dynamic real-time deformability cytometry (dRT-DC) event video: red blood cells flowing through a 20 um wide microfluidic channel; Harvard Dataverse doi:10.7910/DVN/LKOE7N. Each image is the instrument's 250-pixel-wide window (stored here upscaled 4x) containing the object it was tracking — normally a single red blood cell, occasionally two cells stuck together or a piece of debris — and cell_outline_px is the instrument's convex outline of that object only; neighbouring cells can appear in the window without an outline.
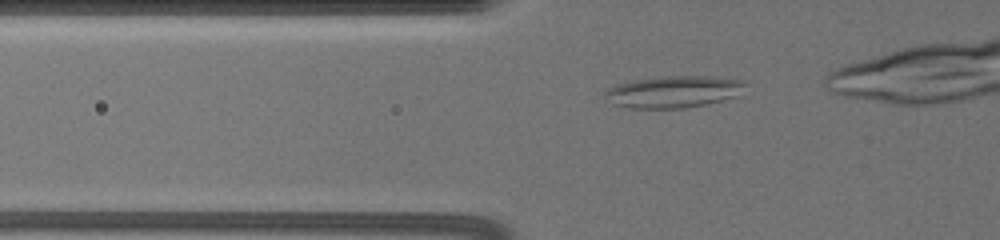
{"species": "common noctule bat (a hibernating species)", "species_latin": "Nyctalus noctula", "temperature_condition": "warm", "stored_images_in_passage": 21, "camera_frame_rate_fps": 3000, "um_per_image_px": 0.085, "animal": {"sex": "female", "body_mass_g": 19.5, "forearm_length_mm": 54.1}, "frame": {"image": 1, "passage_image": 2, "time_ms": 0.333, "image_size_px": [1000, 240], "cell_outline_px": [[748, 84], [736, 96], [704, 104], [684, 108], [628, 108], [616, 104], [604, 96], [604, 92], [608, 88], [616, 84], [632, 80], [660, 76], [712, 76], [744, 80]], "centroid_in_image_um": [57.25, 7.78], "position_along_channel_um": 68.5, "area_um2": 26.01}}
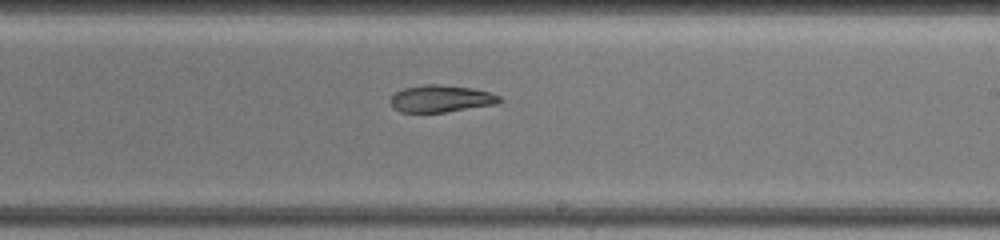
{"frame": {"image": 2, "passage_image": 12, "time_ms": 5.667, "image_size_px": [1000, 240], "cell_outline_px": [[504, 100], [496, 104], [444, 112], [400, 112], [388, 100], [396, 92], [404, 88], [424, 84], [440, 84], [472, 88], [488, 92], [500, 96]], "centroid_in_image_um": [37.49, 8.38], "position_along_channel_um": 251.5, "area_um2": 17.11}}
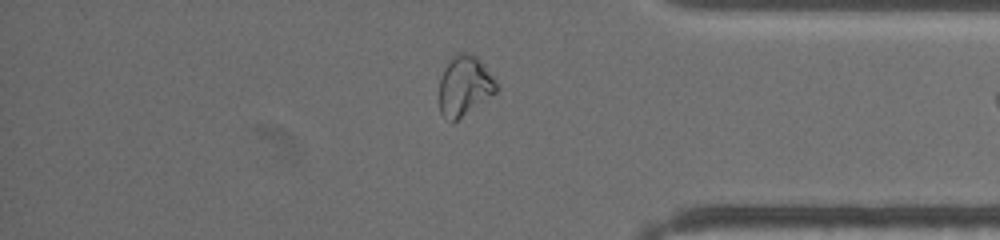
{"frame": {"image": 3, "passage_image": 20, "time_ms": 10.0, "image_size_px": [1000, 240], "cell_outline_px": [[500, 88], [496, 92], [452, 124], [440, 112], [440, 80], [444, 68], [452, 56], [456, 52], [464, 52], [476, 56], [496, 80]], "centroid_in_image_um": [39.49, 7.3], "position_along_channel_um": 395.7, "area_um2": 19.94}}